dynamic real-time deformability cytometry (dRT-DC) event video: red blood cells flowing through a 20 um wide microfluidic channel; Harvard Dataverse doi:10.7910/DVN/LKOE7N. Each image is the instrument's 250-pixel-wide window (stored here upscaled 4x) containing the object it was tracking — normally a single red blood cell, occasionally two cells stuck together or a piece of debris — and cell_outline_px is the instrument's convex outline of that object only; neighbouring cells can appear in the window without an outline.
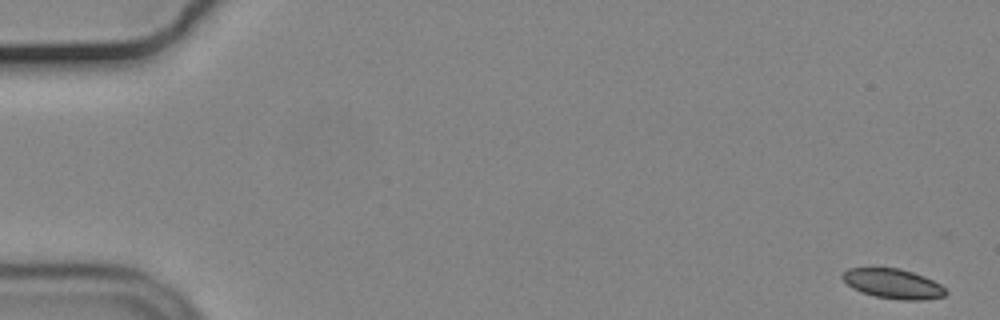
{"species": "common noctule bat (a hibernating species)", "species_latin": "Nyctalus noctula", "temperature_condition": "cold", "stored_images_in_passage": 54, "camera_frame_rate_fps": 3000, "um_per_image_px": 0.085, "animal": {"sex": "male", "body_mass_g": 19.2, "forearm_length_mm": 51.8}, "frame": {"image": 1, "passage_image": 1, "time_ms": 0.0, "image_size_px": [1000, 320], "cell_outline_px": [[948, 292], [944, 296], [924, 300], [900, 300], [876, 296], [860, 292], [852, 288], [840, 276], [848, 268], [900, 268], [924, 276], [940, 284]], "centroid_in_image_um": [75.91, 24.12], "position_along_channel_um": 9.1, "area_um2": 17.86}}
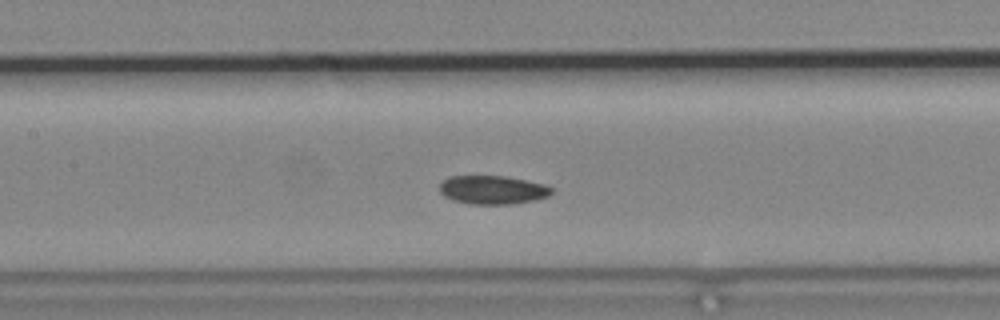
{"frame": {"image": 2, "passage_image": 26, "time_ms": 8.333, "image_size_px": [1000, 320], "cell_outline_px": [[552, 192], [548, 196], [536, 200], [512, 204], [472, 204], [452, 200], [444, 196], [440, 192], [440, 184], [448, 176], [508, 176], [544, 184], [552, 188]], "centroid_in_image_um": [41.87, 16.14], "position_along_channel_um": 165.5, "area_um2": 18.73}}
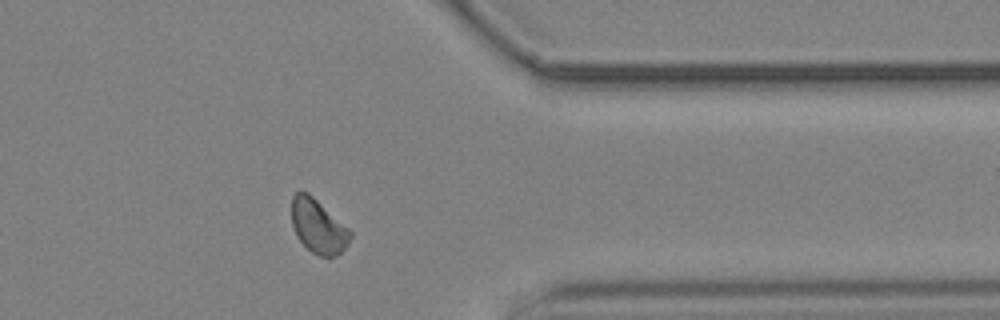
{"frame": {"image": 3, "passage_image": 45, "time_ms": 14.667, "image_size_px": [1000, 320], "cell_outline_px": [[352, 236], [348, 244], [336, 256], [328, 260], [312, 252], [296, 236], [292, 224], [292, 196], [296, 192], [308, 192], [348, 228], [352, 232]], "centroid_in_image_um": [27.05, 19.27], "position_along_channel_um": 384.3, "area_um2": 18.38}}